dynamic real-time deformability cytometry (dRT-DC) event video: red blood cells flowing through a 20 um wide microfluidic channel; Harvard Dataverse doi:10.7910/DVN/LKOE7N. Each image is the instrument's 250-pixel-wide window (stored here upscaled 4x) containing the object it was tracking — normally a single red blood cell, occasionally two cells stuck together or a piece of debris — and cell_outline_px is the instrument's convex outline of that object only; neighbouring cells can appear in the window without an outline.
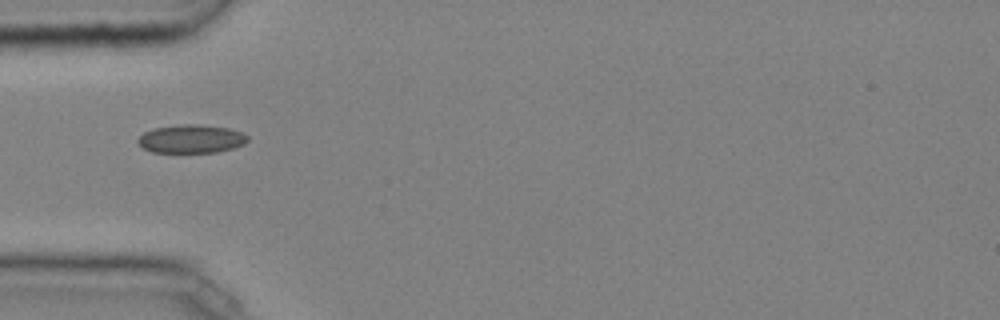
{"species": "common noctule bat (a hibernating species)", "species_latin": "Nyctalus noctula", "temperature_condition": "cold", "stored_images_in_passage": 30, "camera_frame_rate_fps": 3000, "um_per_image_px": 0.085, "animal": {"sex": "male", "body_mass_g": 20.4}, "frame": {"image": 1, "passage_image": 1, "time_ms": 0.0, "image_size_px": [1000, 320], "cell_outline_px": [[248, 140], [244, 144], [232, 148], [216, 152], [152, 152], [144, 148], [136, 140], [144, 132], [152, 128], [180, 124], [200, 124], [228, 128], [240, 132], [248, 136]], "centroid_in_image_um": [16.24, 11.79], "position_along_channel_um": 68.8, "area_um2": 18.09}}
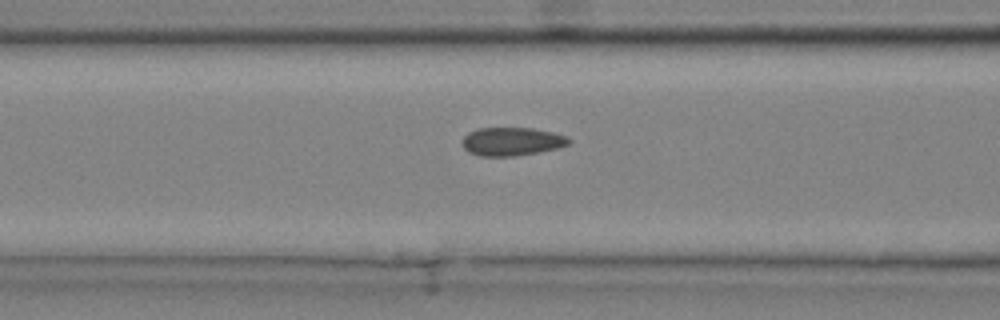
{"frame": {"image": 2, "passage_image": 5, "time_ms": 1.333, "image_size_px": [1000, 320], "cell_outline_px": [[572, 140], [568, 144], [556, 148], [540, 152], [516, 156], [480, 156], [468, 152], [460, 144], [464, 136], [468, 132], [476, 128], [532, 128], [552, 132], [568, 136]], "centroid_in_image_um": [43.47, 12.03], "position_along_channel_um": 123.1, "area_um2": 17.8}, "authors_computed_cell_mechanics": {"area_um2": 17.4267, "velocity_mm_per_s": 4.0659, "shape_relaxation_time_tau1_ms": null, "shape_relaxation_time_tau2_ms": 2.1145, "deformation_change_tau1": null, "deformation_change_tau2": 0.0562}}